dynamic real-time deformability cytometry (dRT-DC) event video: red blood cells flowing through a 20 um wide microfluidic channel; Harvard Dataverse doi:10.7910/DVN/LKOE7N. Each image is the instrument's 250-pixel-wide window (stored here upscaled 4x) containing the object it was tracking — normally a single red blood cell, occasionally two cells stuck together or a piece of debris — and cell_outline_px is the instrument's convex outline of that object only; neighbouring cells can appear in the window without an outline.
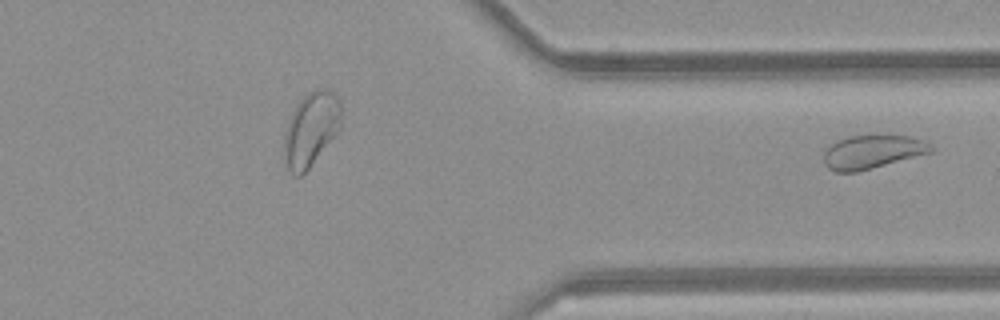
{"species": "common noctule bat (a hibernating species)", "species_latin": "Nyctalus noctula", "temperature_condition": "room temperature", "stored_images_in_passage": 30, "segment_of_instrument_passage": [2, 2], "camera_frame_rate_fps": 3000, "um_per_image_px": 0.085, "animal": {"sex": "female", "body_mass_g": 21.9}, "frame": {"image": 1, "passage_image": 30, "time_ms": 9.667, "image_size_px": [1000, 320], "cell_outline_px": [[936, 152], [856, 172], [836, 172], [828, 168], [824, 164], [824, 152], [832, 144], [848, 136], [908, 136], [924, 140], [932, 144], [936, 148]], "centroid_in_image_um": [74.24, 12.92], "position_along_channel_um": 337.2, "area_um2": 21.04}}